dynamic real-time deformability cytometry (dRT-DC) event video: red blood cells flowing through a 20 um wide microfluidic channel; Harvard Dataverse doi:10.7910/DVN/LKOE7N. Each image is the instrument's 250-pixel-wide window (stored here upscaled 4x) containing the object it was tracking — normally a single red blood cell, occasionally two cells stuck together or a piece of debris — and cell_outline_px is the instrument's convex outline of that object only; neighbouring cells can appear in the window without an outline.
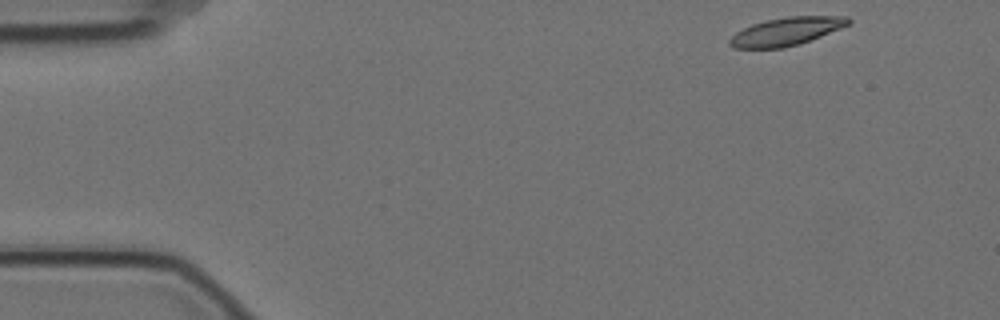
{"species": "Egyptian fruit bat (a non-hibernating species)", "species_latin": "Rousettus aegyptiacus", "temperature_condition": "cold", "stored_images_in_passage": 4, "camera_frame_rate_fps": 3000, "um_per_image_px": 0.085, "animal": {"sex": "female"}, "frame": {"image": 1, "passage_image": 1, "time_ms": 0.0, "image_size_px": [1000, 320], "cell_outline_px": [[852, 24], [800, 44], [784, 48], [732, 48], [728, 44], [728, 40], [736, 32], [752, 24], [768, 20], [788, 16], [848, 16], [852, 20]], "centroid_in_image_um": [66.87, 2.67], "position_along_channel_um": 18.1, "area_um2": 19.54}}
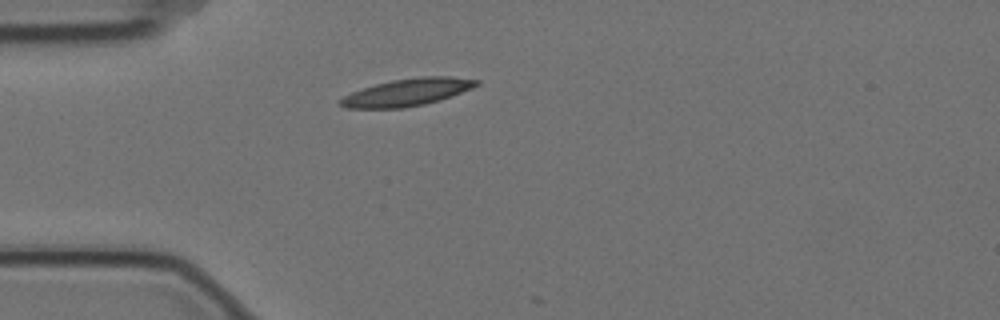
{"frame": {"image": 2, "passage_image": 4, "time_ms": 1.0, "image_size_px": [1000, 320], "cell_outline_px": [[480, 84], [472, 88], [440, 100], [424, 104], [404, 108], [348, 108], [340, 104], [340, 100], [344, 96], [352, 92], [376, 84], [392, 80], [420, 76], [452, 76], [480, 80]], "centroid_in_image_um": [34.67, 7.83], "position_along_channel_um": 50.3, "area_um2": 21.5}}